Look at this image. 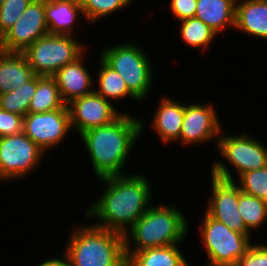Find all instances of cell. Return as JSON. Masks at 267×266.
<instances>
[{"mask_svg": "<svg viewBox=\"0 0 267 266\" xmlns=\"http://www.w3.org/2000/svg\"><path fill=\"white\" fill-rule=\"evenodd\" d=\"M99 180L106 185L105 190L86 209V216L92 219L94 217L93 225L97 227L124 234L151 206L150 181L140 173L109 176Z\"/></svg>", "mask_w": 267, "mask_h": 266, "instance_id": "6da1fadb", "label": "cell"}, {"mask_svg": "<svg viewBox=\"0 0 267 266\" xmlns=\"http://www.w3.org/2000/svg\"><path fill=\"white\" fill-rule=\"evenodd\" d=\"M144 126L143 121L123 112L111 123L80 135L98 179L125 174L121 171Z\"/></svg>", "mask_w": 267, "mask_h": 266, "instance_id": "7a4b0ae2", "label": "cell"}, {"mask_svg": "<svg viewBox=\"0 0 267 266\" xmlns=\"http://www.w3.org/2000/svg\"><path fill=\"white\" fill-rule=\"evenodd\" d=\"M174 206L151 205L146 213L123 234L127 259L137 251L181 244L184 241L188 233V221L180 209ZM130 239L135 246L130 245Z\"/></svg>", "mask_w": 267, "mask_h": 266, "instance_id": "3957f363", "label": "cell"}, {"mask_svg": "<svg viewBox=\"0 0 267 266\" xmlns=\"http://www.w3.org/2000/svg\"><path fill=\"white\" fill-rule=\"evenodd\" d=\"M63 254L71 266H127L124 235L93 224L72 228Z\"/></svg>", "mask_w": 267, "mask_h": 266, "instance_id": "277c9868", "label": "cell"}, {"mask_svg": "<svg viewBox=\"0 0 267 266\" xmlns=\"http://www.w3.org/2000/svg\"><path fill=\"white\" fill-rule=\"evenodd\" d=\"M100 57L125 81L129 91L142 101L153 86V70L149 56L135 43L105 46Z\"/></svg>", "mask_w": 267, "mask_h": 266, "instance_id": "5b68a950", "label": "cell"}, {"mask_svg": "<svg viewBox=\"0 0 267 266\" xmlns=\"http://www.w3.org/2000/svg\"><path fill=\"white\" fill-rule=\"evenodd\" d=\"M211 166L212 197L207 202L205 212L212 218L224 223L232 231L251 235L245 226L238 208L239 186L231 171L221 161H215Z\"/></svg>", "mask_w": 267, "mask_h": 266, "instance_id": "8992f818", "label": "cell"}, {"mask_svg": "<svg viewBox=\"0 0 267 266\" xmlns=\"http://www.w3.org/2000/svg\"><path fill=\"white\" fill-rule=\"evenodd\" d=\"M73 35L46 34L23 53L35 75L53 76L60 68L75 61L84 52L85 45Z\"/></svg>", "mask_w": 267, "mask_h": 266, "instance_id": "52a82bcc", "label": "cell"}, {"mask_svg": "<svg viewBox=\"0 0 267 266\" xmlns=\"http://www.w3.org/2000/svg\"><path fill=\"white\" fill-rule=\"evenodd\" d=\"M199 231L210 266H235L247 252L252 235L232 231L224 223L210 217L206 212Z\"/></svg>", "mask_w": 267, "mask_h": 266, "instance_id": "ba28073f", "label": "cell"}, {"mask_svg": "<svg viewBox=\"0 0 267 266\" xmlns=\"http://www.w3.org/2000/svg\"><path fill=\"white\" fill-rule=\"evenodd\" d=\"M45 152L23 132L0 137V182L25 178Z\"/></svg>", "mask_w": 267, "mask_h": 266, "instance_id": "9c48e42d", "label": "cell"}, {"mask_svg": "<svg viewBox=\"0 0 267 266\" xmlns=\"http://www.w3.org/2000/svg\"><path fill=\"white\" fill-rule=\"evenodd\" d=\"M70 130L72 127L68 108L28 113L23 118V133L45 153L61 144Z\"/></svg>", "mask_w": 267, "mask_h": 266, "instance_id": "30bf717a", "label": "cell"}, {"mask_svg": "<svg viewBox=\"0 0 267 266\" xmlns=\"http://www.w3.org/2000/svg\"><path fill=\"white\" fill-rule=\"evenodd\" d=\"M218 151L235 167L237 175L267 166V148L250 135H222L216 141Z\"/></svg>", "mask_w": 267, "mask_h": 266, "instance_id": "8fae6325", "label": "cell"}, {"mask_svg": "<svg viewBox=\"0 0 267 266\" xmlns=\"http://www.w3.org/2000/svg\"><path fill=\"white\" fill-rule=\"evenodd\" d=\"M46 34L45 0H33L16 23L4 33V51L23 53Z\"/></svg>", "mask_w": 267, "mask_h": 266, "instance_id": "7c38bea8", "label": "cell"}, {"mask_svg": "<svg viewBox=\"0 0 267 266\" xmlns=\"http://www.w3.org/2000/svg\"><path fill=\"white\" fill-rule=\"evenodd\" d=\"M67 106L71 127L78 131L79 135L89 129L107 125L123 113L95 91L73 99Z\"/></svg>", "mask_w": 267, "mask_h": 266, "instance_id": "4fadbf2b", "label": "cell"}, {"mask_svg": "<svg viewBox=\"0 0 267 266\" xmlns=\"http://www.w3.org/2000/svg\"><path fill=\"white\" fill-rule=\"evenodd\" d=\"M212 104L190 103L184 105V119L180 132V141L183 145H195L219 139L222 124L218 113Z\"/></svg>", "mask_w": 267, "mask_h": 266, "instance_id": "5bb4252c", "label": "cell"}, {"mask_svg": "<svg viewBox=\"0 0 267 266\" xmlns=\"http://www.w3.org/2000/svg\"><path fill=\"white\" fill-rule=\"evenodd\" d=\"M85 53L84 51L79 58L63 66L53 75L61 97L66 104L94 91V78L85 67L84 61H82Z\"/></svg>", "mask_w": 267, "mask_h": 266, "instance_id": "9a60e30c", "label": "cell"}, {"mask_svg": "<svg viewBox=\"0 0 267 266\" xmlns=\"http://www.w3.org/2000/svg\"><path fill=\"white\" fill-rule=\"evenodd\" d=\"M184 104L163 96L152 119V129L165 143L180 141Z\"/></svg>", "mask_w": 267, "mask_h": 266, "instance_id": "2e32d148", "label": "cell"}, {"mask_svg": "<svg viewBox=\"0 0 267 266\" xmlns=\"http://www.w3.org/2000/svg\"><path fill=\"white\" fill-rule=\"evenodd\" d=\"M236 29L267 40V0H237Z\"/></svg>", "mask_w": 267, "mask_h": 266, "instance_id": "e0dca14e", "label": "cell"}, {"mask_svg": "<svg viewBox=\"0 0 267 266\" xmlns=\"http://www.w3.org/2000/svg\"><path fill=\"white\" fill-rule=\"evenodd\" d=\"M83 15L80 0H45V20L49 34L73 35V25Z\"/></svg>", "mask_w": 267, "mask_h": 266, "instance_id": "ac0fdd59", "label": "cell"}, {"mask_svg": "<svg viewBox=\"0 0 267 266\" xmlns=\"http://www.w3.org/2000/svg\"><path fill=\"white\" fill-rule=\"evenodd\" d=\"M35 76L24 53H0V95L17 89Z\"/></svg>", "mask_w": 267, "mask_h": 266, "instance_id": "d6986e66", "label": "cell"}, {"mask_svg": "<svg viewBox=\"0 0 267 266\" xmlns=\"http://www.w3.org/2000/svg\"><path fill=\"white\" fill-rule=\"evenodd\" d=\"M237 0H197L195 18L200 19L217 35L227 27H235Z\"/></svg>", "mask_w": 267, "mask_h": 266, "instance_id": "ffe728a7", "label": "cell"}, {"mask_svg": "<svg viewBox=\"0 0 267 266\" xmlns=\"http://www.w3.org/2000/svg\"><path fill=\"white\" fill-rule=\"evenodd\" d=\"M187 262L178 244H173L134 252L127 259V266H190Z\"/></svg>", "mask_w": 267, "mask_h": 266, "instance_id": "44dd1931", "label": "cell"}, {"mask_svg": "<svg viewBox=\"0 0 267 266\" xmlns=\"http://www.w3.org/2000/svg\"><path fill=\"white\" fill-rule=\"evenodd\" d=\"M61 108L68 106L61 97L55 78L37 75V89L31 99L28 113H44Z\"/></svg>", "mask_w": 267, "mask_h": 266, "instance_id": "7402d4cb", "label": "cell"}, {"mask_svg": "<svg viewBox=\"0 0 267 266\" xmlns=\"http://www.w3.org/2000/svg\"><path fill=\"white\" fill-rule=\"evenodd\" d=\"M99 72L97 74V83L99 88L94 91L101 95L106 100L117 101L124 99L125 97H130L134 99V101L139 100L129 91L125 81L122 77L111 68L101 57L99 58ZM110 99V100H109Z\"/></svg>", "mask_w": 267, "mask_h": 266, "instance_id": "603a6c76", "label": "cell"}, {"mask_svg": "<svg viewBox=\"0 0 267 266\" xmlns=\"http://www.w3.org/2000/svg\"><path fill=\"white\" fill-rule=\"evenodd\" d=\"M36 89L37 75L27 83L17 87V89L0 95V108L21 116L27 115L31 99L35 95Z\"/></svg>", "mask_w": 267, "mask_h": 266, "instance_id": "cb8c5ba5", "label": "cell"}, {"mask_svg": "<svg viewBox=\"0 0 267 266\" xmlns=\"http://www.w3.org/2000/svg\"><path fill=\"white\" fill-rule=\"evenodd\" d=\"M180 22L181 38L191 47L207 49L217 37L216 32L200 19L192 17Z\"/></svg>", "mask_w": 267, "mask_h": 266, "instance_id": "d4e9b609", "label": "cell"}, {"mask_svg": "<svg viewBox=\"0 0 267 266\" xmlns=\"http://www.w3.org/2000/svg\"><path fill=\"white\" fill-rule=\"evenodd\" d=\"M238 208L243 222L250 232L253 229H259L267 221V202L243 193L240 188Z\"/></svg>", "mask_w": 267, "mask_h": 266, "instance_id": "484cf974", "label": "cell"}, {"mask_svg": "<svg viewBox=\"0 0 267 266\" xmlns=\"http://www.w3.org/2000/svg\"><path fill=\"white\" fill-rule=\"evenodd\" d=\"M133 0H80L84 18L88 23H97L103 17L127 7Z\"/></svg>", "mask_w": 267, "mask_h": 266, "instance_id": "4316f807", "label": "cell"}, {"mask_svg": "<svg viewBox=\"0 0 267 266\" xmlns=\"http://www.w3.org/2000/svg\"><path fill=\"white\" fill-rule=\"evenodd\" d=\"M240 190L267 202V166L239 176Z\"/></svg>", "mask_w": 267, "mask_h": 266, "instance_id": "83f0119b", "label": "cell"}, {"mask_svg": "<svg viewBox=\"0 0 267 266\" xmlns=\"http://www.w3.org/2000/svg\"><path fill=\"white\" fill-rule=\"evenodd\" d=\"M33 0H4L0 6V29L5 33L22 16Z\"/></svg>", "mask_w": 267, "mask_h": 266, "instance_id": "f1b7e54d", "label": "cell"}, {"mask_svg": "<svg viewBox=\"0 0 267 266\" xmlns=\"http://www.w3.org/2000/svg\"><path fill=\"white\" fill-rule=\"evenodd\" d=\"M259 243H251L235 266H267V245Z\"/></svg>", "mask_w": 267, "mask_h": 266, "instance_id": "f546056e", "label": "cell"}, {"mask_svg": "<svg viewBox=\"0 0 267 266\" xmlns=\"http://www.w3.org/2000/svg\"><path fill=\"white\" fill-rule=\"evenodd\" d=\"M23 118L24 116L0 108V137L23 132Z\"/></svg>", "mask_w": 267, "mask_h": 266, "instance_id": "4dcf8cb0", "label": "cell"}, {"mask_svg": "<svg viewBox=\"0 0 267 266\" xmlns=\"http://www.w3.org/2000/svg\"><path fill=\"white\" fill-rule=\"evenodd\" d=\"M170 10L178 20L195 17L197 0H170Z\"/></svg>", "mask_w": 267, "mask_h": 266, "instance_id": "1f68e13d", "label": "cell"}, {"mask_svg": "<svg viewBox=\"0 0 267 266\" xmlns=\"http://www.w3.org/2000/svg\"><path fill=\"white\" fill-rule=\"evenodd\" d=\"M62 257V259L61 257L47 259L41 264H38V266H71L68 258L64 254H62Z\"/></svg>", "mask_w": 267, "mask_h": 266, "instance_id": "d6a6232c", "label": "cell"}, {"mask_svg": "<svg viewBox=\"0 0 267 266\" xmlns=\"http://www.w3.org/2000/svg\"><path fill=\"white\" fill-rule=\"evenodd\" d=\"M4 52V32L0 29V53Z\"/></svg>", "mask_w": 267, "mask_h": 266, "instance_id": "836d02e7", "label": "cell"}, {"mask_svg": "<svg viewBox=\"0 0 267 266\" xmlns=\"http://www.w3.org/2000/svg\"><path fill=\"white\" fill-rule=\"evenodd\" d=\"M3 2H4V0H0V6L2 5Z\"/></svg>", "mask_w": 267, "mask_h": 266, "instance_id": "e575fe53", "label": "cell"}]
</instances>
